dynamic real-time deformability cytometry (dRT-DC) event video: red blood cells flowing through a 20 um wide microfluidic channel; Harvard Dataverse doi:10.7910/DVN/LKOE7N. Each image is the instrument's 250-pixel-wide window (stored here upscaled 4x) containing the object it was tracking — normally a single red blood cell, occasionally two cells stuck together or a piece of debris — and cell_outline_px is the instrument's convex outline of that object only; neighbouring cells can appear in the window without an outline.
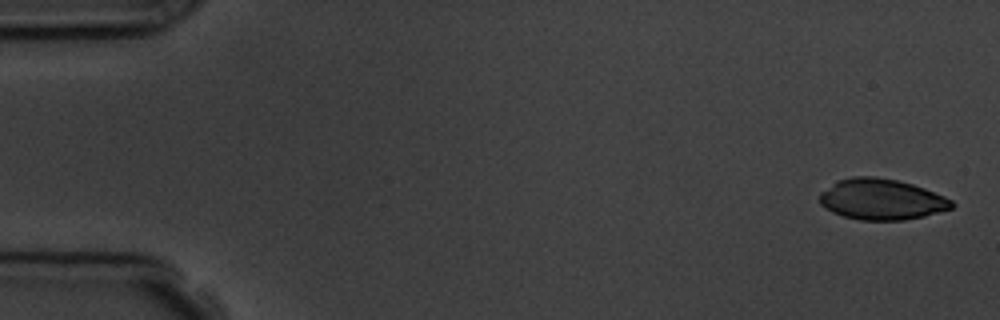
{"species": "common noctule bat (a hibernating species)", "species_latin": "Nyctalus noctula", "temperature_condition": "room temperature", "stored_images_in_passage": 5, "camera_frame_rate_fps": 3000, "um_per_image_px": 0.085, "animal": {"sex": "male", "body_mass_g": 19.5, "forearm_length_mm": 54.6}, "frame": {"image": 1, "passage_image": 1, "time_ms": 0.0, "image_size_px": [1000, 320], "cell_outline_px": [[956, 204], [952, 208], [924, 216], [904, 220], [860, 220], [844, 216], [832, 212], [824, 208], [820, 204], [820, 192], [840, 180], [852, 176], [876, 176], [896, 180], [912, 184], [924, 188], [944, 196], [952, 200]], "centroid_in_image_um": [74.93, 16.95], "position_along_channel_um": 10.1, "area_um2": 31.39}}